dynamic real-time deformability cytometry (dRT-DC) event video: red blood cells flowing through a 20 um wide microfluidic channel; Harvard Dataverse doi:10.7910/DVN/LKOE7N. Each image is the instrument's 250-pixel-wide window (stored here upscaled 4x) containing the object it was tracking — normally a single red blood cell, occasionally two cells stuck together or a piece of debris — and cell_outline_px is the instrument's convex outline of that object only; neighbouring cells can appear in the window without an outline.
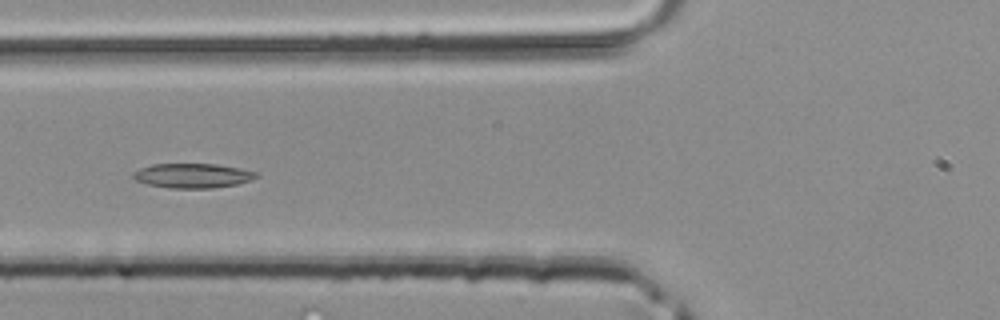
{"species": "common noctule bat (a hibernating species)", "species_latin": "Nyctalus noctula", "temperature_condition": "room temperature", "stored_images_in_passage": 45, "camera_frame_rate_fps": 3000, "um_per_image_px": 0.085, "animal": {"sex": "male", "body_mass_g": 20.4}, "frame": {"image": 1, "passage_image": 17, "time_ms": 5.333, "image_size_px": [1000, 320], "cell_outline_px": [[260, 176], [252, 180], [236, 184], [212, 188], [168, 188], [148, 184], [136, 180], [132, 176], [132, 172], [140, 168], [152, 164], [216, 164], [240, 168], [256, 172]], "centroid_in_image_um": [16.38, 14.93], "position_along_channel_um": 109.4, "area_um2": 17.63}}
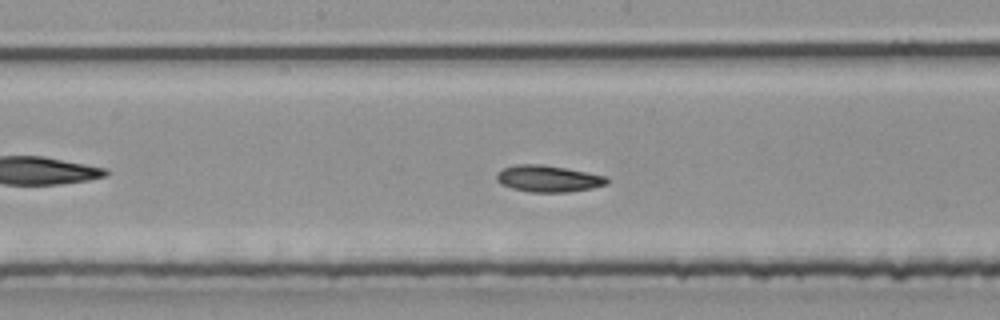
{"frame": {"image": 2, "passage_image": 23, "time_ms": 7.333, "image_size_px": [1000, 320], "cell_outline_px": [[608, 184], [592, 188], [568, 192], [528, 192], [512, 188], [500, 184], [496, 180], [496, 172], [504, 168], [516, 164], [540, 164], [564, 168], [608, 176]], "centroid_in_image_um": [46.58, 15.19], "position_along_channel_um": 201.6, "area_um2": 17.17}}
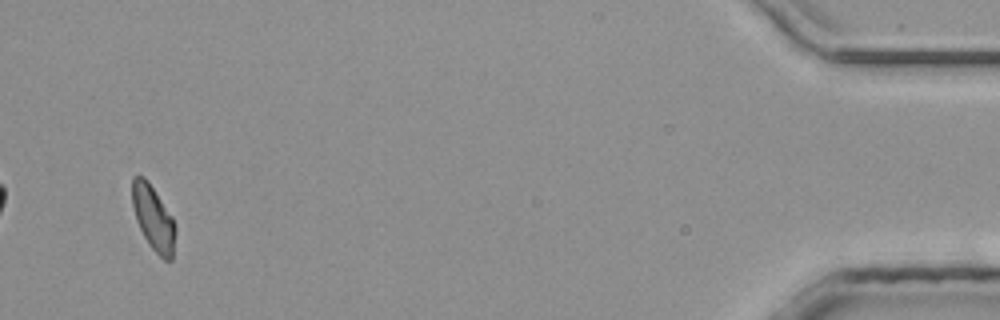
{"frame": {"image": 3, "passage_image": 43, "time_ms": 14.0, "image_size_px": [1000, 320], "cell_outline_px": [[176, 232], [172, 260], [164, 260], [148, 244], [136, 220], [132, 204], [132, 176], [144, 176], [172, 216], [176, 224]], "centroid_in_image_um": [13.04, 18.55], "position_along_channel_um": 422.2, "area_um2": 16.24}}